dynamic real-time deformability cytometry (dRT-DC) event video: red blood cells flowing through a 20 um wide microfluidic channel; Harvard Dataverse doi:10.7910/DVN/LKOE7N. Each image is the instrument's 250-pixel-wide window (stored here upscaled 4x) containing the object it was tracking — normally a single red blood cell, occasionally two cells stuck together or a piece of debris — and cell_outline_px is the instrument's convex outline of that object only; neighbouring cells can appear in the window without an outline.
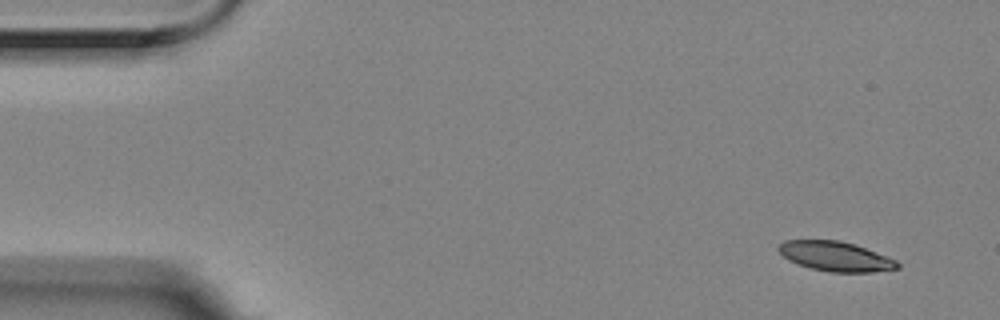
{"species": "Egyptian fruit bat (a non-hibernating species)", "species_latin": "Rousettus aegyptiacus", "temperature_condition": "room temperature", "stored_images_in_passage": 6, "camera_frame_rate_fps": 3000, "um_per_image_px": 0.085, "animal": {"sex": "female"}, "frame": {"image": 1, "passage_image": 1, "time_ms": 0.0, "image_size_px": [1000, 320], "cell_outline_px": [[900, 268], [872, 272], [832, 272], [812, 268], [788, 260], [776, 248], [784, 240], [840, 240], [856, 244], [896, 260], [900, 264]], "centroid_in_image_um": [71.04, 21.78], "position_along_channel_um": 14.0, "area_um2": 20.46}}